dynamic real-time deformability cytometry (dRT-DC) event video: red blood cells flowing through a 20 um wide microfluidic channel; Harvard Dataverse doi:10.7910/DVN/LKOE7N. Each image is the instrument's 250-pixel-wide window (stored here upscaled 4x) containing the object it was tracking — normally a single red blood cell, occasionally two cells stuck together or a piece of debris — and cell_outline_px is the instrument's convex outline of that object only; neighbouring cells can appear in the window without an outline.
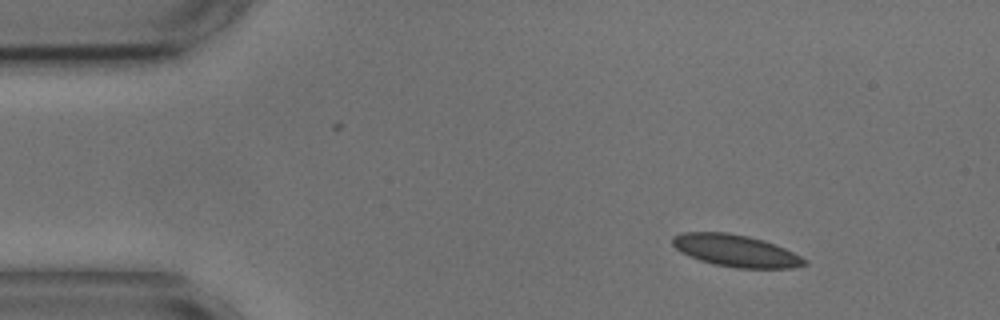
{"species": "common noctule bat (a hibernating species)", "species_latin": "Nyctalus noctula", "temperature_condition": "cold", "stored_images_in_passage": 12, "camera_frame_rate_fps": 3000, "um_per_image_px": 0.085, "animal": {"sex": "male", "body_mass_g": 17.9, "forearm_length_mm": 54.2}, "frame": {"image": 1, "passage_image": 12, "time_ms": 3.667, "image_size_px": [1000, 320], "cell_outline_px": [[808, 264], [792, 268], [736, 268], [716, 264], [700, 260], [688, 256], [680, 252], [672, 244], [672, 236], [684, 232], [728, 232], [748, 236], [764, 240], [784, 248], [808, 260]], "centroid_in_image_um": [62.53, 21.31], "position_along_channel_um": 22.5, "area_um2": 24.62}}